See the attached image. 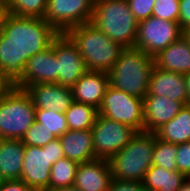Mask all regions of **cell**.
Listing matches in <instances>:
<instances>
[{
  "instance_id": "obj_4",
  "label": "cell",
  "mask_w": 190,
  "mask_h": 191,
  "mask_svg": "<svg viewBox=\"0 0 190 191\" xmlns=\"http://www.w3.org/2000/svg\"><path fill=\"white\" fill-rule=\"evenodd\" d=\"M91 22L112 41L125 48L135 46L138 21L127 0H95Z\"/></svg>"
},
{
  "instance_id": "obj_41",
  "label": "cell",
  "mask_w": 190,
  "mask_h": 191,
  "mask_svg": "<svg viewBox=\"0 0 190 191\" xmlns=\"http://www.w3.org/2000/svg\"><path fill=\"white\" fill-rule=\"evenodd\" d=\"M183 37L190 43V26L183 30Z\"/></svg>"
},
{
  "instance_id": "obj_35",
  "label": "cell",
  "mask_w": 190,
  "mask_h": 191,
  "mask_svg": "<svg viewBox=\"0 0 190 191\" xmlns=\"http://www.w3.org/2000/svg\"><path fill=\"white\" fill-rule=\"evenodd\" d=\"M179 25L182 31L190 26V0H180Z\"/></svg>"
},
{
  "instance_id": "obj_32",
  "label": "cell",
  "mask_w": 190,
  "mask_h": 191,
  "mask_svg": "<svg viewBox=\"0 0 190 191\" xmlns=\"http://www.w3.org/2000/svg\"><path fill=\"white\" fill-rule=\"evenodd\" d=\"M175 159L177 170L188 177L190 175V142L177 144Z\"/></svg>"
},
{
  "instance_id": "obj_30",
  "label": "cell",
  "mask_w": 190,
  "mask_h": 191,
  "mask_svg": "<svg viewBox=\"0 0 190 191\" xmlns=\"http://www.w3.org/2000/svg\"><path fill=\"white\" fill-rule=\"evenodd\" d=\"M180 0H156L152 16L167 21L179 22Z\"/></svg>"
},
{
  "instance_id": "obj_14",
  "label": "cell",
  "mask_w": 190,
  "mask_h": 191,
  "mask_svg": "<svg viewBox=\"0 0 190 191\" xmlns=\"http://www.w3.org/2000/svg\"><path fill=\"white\" fill-rule=\"evenodd\" d=\"M25 91L36 109L65 113L74 102L72 90L57 83H39L27 86Z\"/></svg>"
},
{
  "instance_id": "obj_28",
  "label": "cell",
  "mask_w": 190,
  "mask_h": 191,
  "mask_svg": "<svg viewBox=\"0 0 190 191\" xmlns=\"http://www.w3.org/2000/svg\"><path fill=\"white\" fill-rule=\"evenodd\" d=\"M177 144L163 141L155 138V147L153 151V165L163 166L167 170H177L176 167Z\"/></svg>"
},
{
  "instance_id": "obj_29",
  "label": "cell",
  "mask_w": 190,
  "mask_h": 191,
  "mask_svg": "<svg viewBox=\"0 0 190 191\" xmlns=\"http://www.w3.org/2000/svg\"><path fill=\"white\" fill-rule=\"evenodd\" d=\"M56 138L52 131L46 129L42 126V123L35 120L21 140L25 145L43 147Z\"/></svg>"
},
{
  "instance_id": "obj_25",
  "label": "cell",
  "mask_w": 190,
  "mask_h": 191,
  "mask_svg": "<svg viewBox=\"0 0 190 191\" xmlns=\"http://www.w3.org/2000/svg\"><path fill=\"white\" fill-rule=\"evenodd\" d=\"M78 166L66 157L55 162L50 170L49 188L74 186Z\"/></svg>"
},
{
  "instance_id": "obj_12",
  "label": "cell",
  "mask_w": 190,
  "mask_h": 191,
  "mask_svg": "<svg viewBox=\"0 0 190 191\" xmlns=\"http://www.w3.org/2000/svg\"><path fill=\"white\" fill-rule=\"evenodd\" d=\"M57 58V84L71 88L88 70L77 46L66 34L53 40Z\"/></svg>"
},
{
  "instance_id": "obj_34",
  "label": "cell",
  "mask_w": 190,
  "mask_h": 191,
  "mask_svg": "<svg viewBox=\"0 0 190 191\" xmlns=\"http://www.w3.org/2000/svg\"><path fill=\"white\" fill-rule=\"evenodd\" d=\"M0 191H37L32 187L26 185L20 179L16 180H5V182L0 186Z\"/></svg>"
},
{
  "instance_id": "obj_42",
  "label": "cell",
  "mask_w": 190,
  "mask_h": 191,
  "mask_svg": "<svg viewBox=\"0 0 190 191\" xmlns=\"http://www.w3.org/2000/svg\"><path fill=\"white\" fill-rule=\"evenodd\" d=\"M5 182V179L3 176L0 174V186Z\"/></svg>"
},
{
  "instance_id": "obj_9",
  "label": "cell",
  "mask_w": 190,
  "mask_h": 191,
  "mask_svg": "<svg viewBox=\"0 0 190 191\" xmlns=\"http://www.w3.org/2000/svg\"><path fill=\"white\" fill-rule=\"evenodd\" d=\"M181 36H183V31L179 22L151 16L138 22L137 39L134 47L154 57Z\"/></svg>"
},
{
  "instance_id": "obj_38",
  "label": "cell",
  "mask_w": 190,
  "mask_h": 191,
  "mask_svg": "<svg viewBox=\"0 0 190 191\" xmlns=\"http://www.w3.org/2000/svg\"><path fill=\"white\" fill-rule=\"evenodd\" d=\"M45 191H81V190L75 186H70V187L48 188Z\"/></svg>"
},
{
  "instance_id": "obj_5",
  "label": "cell",
  "mask_w": 190,
  "mask_h": 191,
  "mask_svg": "<svg viewBox=\"0 0 190 191\" xmlns=\"http://www.w3.org/2000/svg\"><path fill=\"white\" fill-rule=\"evenodd\" d=\"M156 134L137 132L110 160L112 178L125 181H143L153 165Z\"/></svg>"
},
{
  "instance_id": "obj_37",
  "label": "cell",
  "mask_w": 190,
  "mask_h": 191,
  "mask_svg": "<svg viewBox=\"0 0 190 191\" xmlns=\"http://www.w3.org/2000/svg\"><path fill=\"white\" fill-rule=\"evenodd\" d=\"M9 12L5 6V3L0 2V34L2 33L4 22Z\"/></svg>"
},
{
  "instance_id": "obj_23",
  "label": "cell",
  "mask_w": 190,
  "mask_h": 191,
  "mask_svg": "<svg viewBox=\"0 0 190 191\" xmlns=\"http://www.w3.org/2000/svg\"><path fill=\"white\" fill-rule=\"evenodd\" d=\"M156 137L173 144L190 142V104H186L178 114L155 132Z\"/></svg>"
},
{
  "instance_id": "obj_22",
  "label": "cell",
  "mask_w": 190,
  "mask_h": 191,
  "mask_svg": "<svg viewBox=\"0 0 190 191\" xmlns=\"http://www.w3.org/2000/svg\"><path fill=\"white\" fill-rule=\"evenodd\" d=\"M187 177L178 170L152 165L143 180L146 191H178Z\"/></svg>"
},
{
  "instance_id": "obj_43",
  "label": "cell",
  "mask_w": 190,
  "mask_h": 191,
  "mask_svg": "<svg viewBox=\"0 0 190 191\" xmlns=\"http://www.w3.org/2000/svg\"><path fill=\"white\" fill-rule=\"evenodd\" d=\"M8 0H0V2L2 3H6Z\"/></svg>"
},
{
  "instance_id": "obj_33",
  "label": "cell",
  "mask_w": 190,
  "mask_h": 191,
  "mask_svg": "<svg viewBox=\"0 0 190 191\" xmlns=\"http://www.w3.org/2000/svg\"><path fill=\"white\" fill-rule=\"evenodd\" d=\"M107 191H146L143 181H125L112 178Z\"/></svg>"
},
{
  "instance_id": "obj_11",
  "label": "cell",
  "mask_w": 190,
  "mask_h": 191,
  "mask_svg": "<svg viewBox=\"0 0 190 191\" xmlns=\"http://www.w3.org/2000/svg\"><path fill=\"white\" fill-rule=\"evenodd\" d=\"M95 0H48L44 19L60 34L91 22Z\"/></svg>"
},
{
  "instance_id": "obj_3",
  "label": "cell",
  "mask_w": 190,
  "mask_h": 191,
  "mask_svg": "<svg viewBox=\"0 0 190 191\" xmlns=\"http://www.w3.org/2000/svg\"><path fill=\"white\" fill-rule=\"evenodd\" d=\"M154 58L135 47L125 48L108 72L110 85L125 93L143 99L149 88Z\"/></svg>"
},
{
  "instance_id": "obj_13",
  "label": "cell",
  "mask_w": 190,
  "mask_h": 191,
  "mask_svg": "<svg viewBox=\"0 0 190 191\" xmlns=\"http://www.w3.org/2000/svg\"><path fill=\"white\" fill-rule=\"evenodd\" d=\"M57 58L51 46L31 56L26 63L22 77L13 85L20 89L39 83L57 82Z\"/></svg>"
},
{
  "instance_id": "obj_8",
  "label": "cell",
  "mask_w": 190,
  "mask_h": 191,
  "mask_svg": "<svg viewBox=\"0 0 190 191\" xmlns=\"http://www.w3.org/2000/svg\"><path fill=\"white\" fill-rule=\"evenodd\" d=\"M98 111L101 116L130 126L136 132L144 131L143 99L129 95L111 85Z\"/></svg>"
},
{
  "instance_id": "obj_7",
  "label": "cell",
  "mask_w": 190,
  "mask_h": 191,
  "mask_svg": "<svg viewBox=\"0 0 190 191\" xmlns=\"http://www.w3.org/2000/svg\"><path fill=\"white\" fill-rule=\"evenodd\" d=\"M65 157L59 138L43 147L25 145L20 180L37 191L49 188L52 165Z\"/></svg>"
},
{
  "instance_id": "obj_39",
  "label": "cell",
  "mask_w": 190,
  "mask_h": 191,
  "mask_svg": "<svg viewBox=\"0 0 190 191\" xmlns=\"http://www.w3.org/2000/svg\"><path fill=\"white\" fill-rule=\"evenodd\" d=\"M187 92H188V104H190V72L184 74Z\"/></svg>"
},
{
  "instance_id": "obj_6",
  "label": "cell",
  "mask_w": 190,
  "mask_h": 191,
  "mask_svg": "<svg viewBox=\"0 0 190 191\" xmlns=\"http://www.w3.org/2000/svg\"><path fill=\"white\" fill-rule=\"evenodd\" d=\"M35 109L25 89L12 86L0 97V138L21 140L35 121Z\"/></svg>"
},
{
  "instance_id": "obj_1",
  "label": "cell",
  "mask_w": 190,
  "mask_h": 191,
  "mask_svg": "<svg viewBox=\"0 0 190 191\" xmlns=\"http://www.w3.org/2000/svg\"><path fill=\"white\" fill-rule=\"evenodd\" d=\"M60 33L44 18L8 14L0 34V70L14 85L27 60L51 46Z\"/></svg>"
},
{
  "instance_id": "obj_26",
  "label": "cell",
  "mask_w": 190,
  "mask_h": 191,
  "mask_svg": "<svg viewBox=\"0 0 190 191\" xmlns=\"http://www.w3.org/2000/svg\"><path fill=\"white\" fill-rule=\"evenodd\" d=\"M48 0H8L5 6L12 15L44 18Z\"/></svg>"
},
{
  "instance_id": "obj_18",
  "label": "cell",
  "mask_w": 190,
  "mask_h": 191,
  "mask_svg": "<svg viewBox=\"0 0 190 191\" xmlns=\"http://www.w3.org/2000/svg\"><path fill=\"white\" fill-rule=\"evenodd\" d=\"M184 105L163 96H145L144 131L154 133L163 124L172 120Z\"/></svg>"
},
{
  "instance_id": "obj_21",
  "label": "cell",
  "mask_w": 190,
  "mask_h": 191,
  "mask_svg": "<svg viewBox=\"0 0 190 191\" xmlns=\"http://www.w3.org/2000/svg\"><path fill=\"white\" fill-rule=\"evenodd\" d=\"M25 153L22 140H0V174L5 180L20 179Z\"/></svg>"
},
{
  "instance_id": "obj_24",
  "label": "cell",
  "mask_w": 190,
  "mask_h": 191,
  "mask_svg": "<svg viewBox=\"0 0 190 191\" xmlns=\"http://www.w3.org/2000/svg\"><path fill=\"white\" fill-rule=\"evenodd\" d=\"M99 114L98 109L84 103L73 102L65 111L69 130L91 129Z\"/></svg>"
},
{
  "instance_id": "obj_36",
  "label": "cell",
  "mask_w": 190,
  "mask_h": 191,
  "mask_svg": "<svg viewBox=\"0 0 190 191\" xmlns=\"http://www.w3.org/2000/svg\"><path fill=\"white\" fill-rule=\"evenodd\" d=\"M13 85L0 70V97H2Z\"/></svg>"
},
{
  "instance_id": "obj_10",
  "label": "cell",
  "mask_w": 190,
  "mask_h": 191,
  "mask_svg": "<svg viewBox=\"0 0 190 191\" xmlns=\"http://www.w3.org/2000/svg\"><path fill=\"white\" fill-rule=\"evenodd\" d=\"M91 130L95 157L108 161L137 133L130 126L110 120L100 114Z\"/></svg>"
},
{
  "instance_id": "obj_20",
  "label": "cell",
  "mask_w": 190,
  "mask_h": 191,
  "mask_svg": "<svg viewBox=\"0 0 190 191\" xmlns=\"http://www.w3.org/2000/svg\"><path fill=\"white\" fill-rule=\"evenodd\" d=\"M153 58L160 69L186 74L190 72V43L181 36Z\"/></svg>"
},
{
  "instance_id": "obj_31",
  "label": "cell",
  "mask_w": 190,
  "mask_h": 191,
  "mask_svg": "<svg viewBox=\"0 0 190 191\" xmlns=\"http://www.w3.org/2000/svg\"><path fill=\"white\" fill-rule=\"evenodd\" d=\"M129 8L138 22L152 16L156 0H127Z\"/></svg>"
},
{
  "instance_id": "obj_17",
  "label": "cell",
  "mask_w": 190,
  "mask_h": 191,
  "mask_svg": "<svg viewBox=\"0 0 190 191\" xmlns=\"http://www.w3.org/2000/svg\"><path fill=\"white\" fill-rule=\"evenodd\" d=\"M111 180L109 161L95 159L79 164L74 186L81 191H107Z\"/></svg>"
},
{
  "instance_id": "obj_2",
  "label": "cell",
  "mask_w": 190,
  "mask_h": 191,
  "mask_svg": "<svg viewBox=\"0 0 190 191\" xmlns=\"http://www.w3.org/2000/svg\"><path fill=\"white\" fill-rule=\"evenodd\" d=\"M65 34L77 46L88 71L108 73L125 49L107 37L92 22L70 28Z\"/></svg>"
},
{
  "instance_id": "obj_15",
  "label": "cell",
  "mask_w": 190,
  "mask_h": 191,
  "mask_svg": "<svg viewBox=\"0 0 190 191\" xmlns=\"http://www.w3.org/2000/svg\"><path fill=\"white\" fill-rule=\"evenodd\" d=\"M146 96H163L172 101L188 104V92L184 74L154 67Z\"/></svg>"
},
{
  "instance_id": "obj_19",
  "label": "cell",
  "mask_w": 190,
  "mask_h": 191,
  "mask_svg": "<svg viewBox=\"0 0 190 191\" xmlns=\"http://www.w3.org/2000/svg\"><path fill=\"white\" fill-rule=\"evenodd\" d=\"M66 158L77 163L97 159L93 147L92 130H68L59 137Z\"/></svg>"
},
{
  "instance_id": "obj_16",
  "label": "cell",
  "mask_w": 190,
  "mask_h": 191,
  "mask_svg": "<svg viewBox=\"0 0 190 191\" xmlns=\"http://www.w3.org/2000/svg\"><path fill=\"white\" fill-rule=\"evenodd\" d=\"M109 86L110 78L107 72L87 71L71 90L75 102L91 105L99 110Z\"/></svg>"
},
{
  "instance_id": "obj_27",
  "label": "cell",
  "mask_w": 190,
  "mask_h": 191,
  "mask_svg": "<svg viewBox=\"0 0 190 191\" xmlns=\"http://www.w3.org/2000/svg\"><path fill=\"white\" fill-rule=\"evenodd\" d=\"M35 120L42 123V126L46 129L52 131L57 138L69 130L65 113L52 112L46 109H35Z\"/></svg>"
},
{
  "instance_id": "obj_40",
  "label": "cell",
  "mask_w": 190,
  "mask_h": 191,
  "mask_svg": "<svg viewBox=\"0 0 190 191\" xmlns=\"http://www.w3.org/2000/svg\"><path fill=\"white\" fill-rule=\"evenodd\" d=\"M178 191H190V180L187 178Z\"/></svg>"
}]
</instances>
